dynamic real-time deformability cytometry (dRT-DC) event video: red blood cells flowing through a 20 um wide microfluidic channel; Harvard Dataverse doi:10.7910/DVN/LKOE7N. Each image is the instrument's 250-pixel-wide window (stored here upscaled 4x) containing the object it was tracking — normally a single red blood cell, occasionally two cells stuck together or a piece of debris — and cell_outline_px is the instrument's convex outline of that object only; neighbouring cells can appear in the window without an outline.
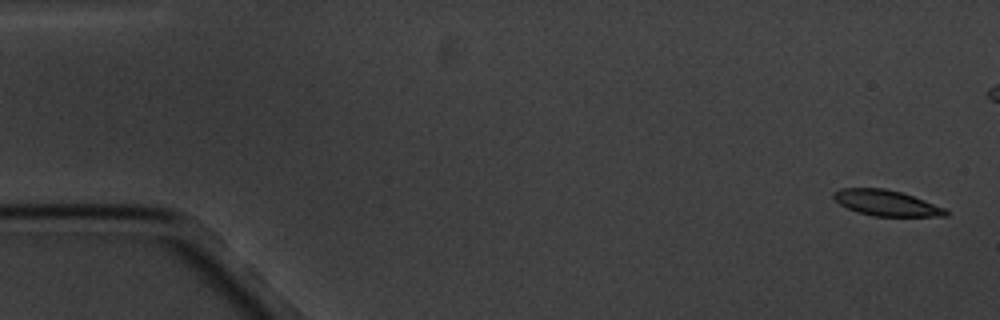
{"species": "common noctule bat (a hibernating species)", "species_latin": "Nyctalus noctula", "temperature_condition": "cold", "stored_images_in_passage": 6, "camera_frame_rate_fps": 3000, "um_per_image_px": 0.085, "animal": {"sex": "male", "body_mass_g": 20.1, "forearm_length_mm": 53.5}, "frame": {"image": 1, "passage_image": 1, "time_ms": 0.0, "image_size_px": [1000, 320], "cell_outline_px": [[948, 216], [872, 216], [856, 212], [840, 204], [832, 196], [840, 188], [884, 188], [900, 192], [924, 200], [944, 208], [948, 212]], "centroid_in_image_um": [75.32, 17.26], "position_along_channel_um": 9.7, "area_um2": 16.59}}